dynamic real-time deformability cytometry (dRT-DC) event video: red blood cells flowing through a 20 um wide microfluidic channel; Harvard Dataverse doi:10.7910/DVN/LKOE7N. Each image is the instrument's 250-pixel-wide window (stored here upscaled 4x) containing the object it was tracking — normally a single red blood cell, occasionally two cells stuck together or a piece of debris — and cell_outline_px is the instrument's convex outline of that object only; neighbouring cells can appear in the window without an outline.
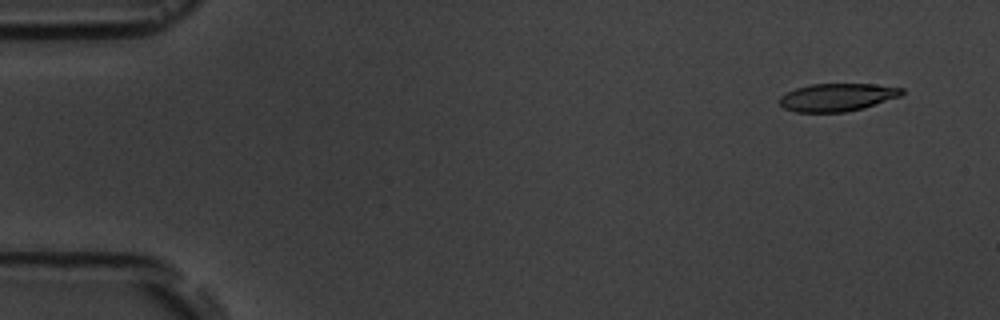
{"species": "common noctule bat (a hibernating species)", "species_latin": "Nyctalus noctula", "temperature_condition": "room temperature", "stored_images_in_passage": 4, "camera_frame_rate_fps": 3000, "um_per_image_px": 0.085, "animal": {"sex": "male", "body_mass_g": 19.5, "forearm_length_mm": 54.6}, "frame": {"image": 1, "passage_image": 1, "time_ms": 0.0, "image_size_px": [1000, 320], "cell_outline_px": [[904, 92], [900, 96], [864, 108], [844, 112], [796, 112], [784, 108], [780, 104], [780, 96], [796, 88], [812, 84], [872, 84], [904, 88]], "centroid_in_image_um": [71.17, 8.27], "position_along_channel_um": 13.8, "area_um2": 19.71}}